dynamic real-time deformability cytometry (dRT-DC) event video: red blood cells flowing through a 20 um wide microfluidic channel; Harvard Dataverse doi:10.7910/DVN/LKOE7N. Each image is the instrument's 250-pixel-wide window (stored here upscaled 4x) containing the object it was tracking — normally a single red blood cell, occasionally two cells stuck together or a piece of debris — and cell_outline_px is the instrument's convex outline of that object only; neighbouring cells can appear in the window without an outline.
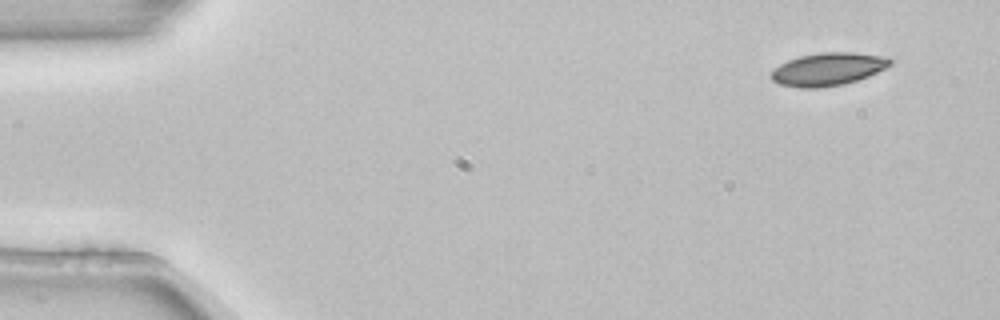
{"species": "common noctule bat (a hibernating species)", "species_latin": "Nyctalus noctula", "temperature_condition": "room temperature", "stored_images_in_passage": 3, "camera_frame_rate_fps": 3000, "um_per_image_px": 0.085, "animal": {"sex": "female", "body_mass_g": 22.7, "forearm_length_mm": 54.2}, "frame": {"image": 1, "passage_image": 1, "time_ms": 0.0, "image_size_px": [1000, 320], "cell_outline_px": [[892, 64], [868, 76], [844, 84], [820, 88], [800, 88], [780, 84], [772, 80], [772, 72], [780, 64], [788, 60], [800, 56], [820, 52], [852, 52], [888, 56], [892, 60]], "centroid_in_image_um": [70.4, 5.87], "position_along_channel_um": 14.6, "area_um2": 22.72}}
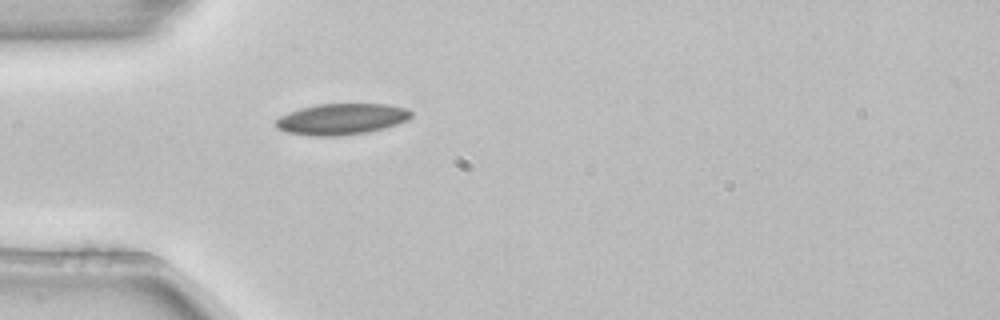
{"frame": {"image": 2, "passage_image": 3, "time_ms": 0.667, "image_size_px": [1000, 320], "cell_outline_px": [[412, 116], [408, 120], [384, 128], [368, 132], [340, 136], [308, 136], [284, 132], [276, 128], [276, 120], [280, 116], [288, 112], [300, 108], [316, 104], [388, 104], [408, 108], [412, 112]], "centroid_in_image_um": [29.02, 10.13], "position_along_channel_um": 56.0, "area_um2": 24.85}}